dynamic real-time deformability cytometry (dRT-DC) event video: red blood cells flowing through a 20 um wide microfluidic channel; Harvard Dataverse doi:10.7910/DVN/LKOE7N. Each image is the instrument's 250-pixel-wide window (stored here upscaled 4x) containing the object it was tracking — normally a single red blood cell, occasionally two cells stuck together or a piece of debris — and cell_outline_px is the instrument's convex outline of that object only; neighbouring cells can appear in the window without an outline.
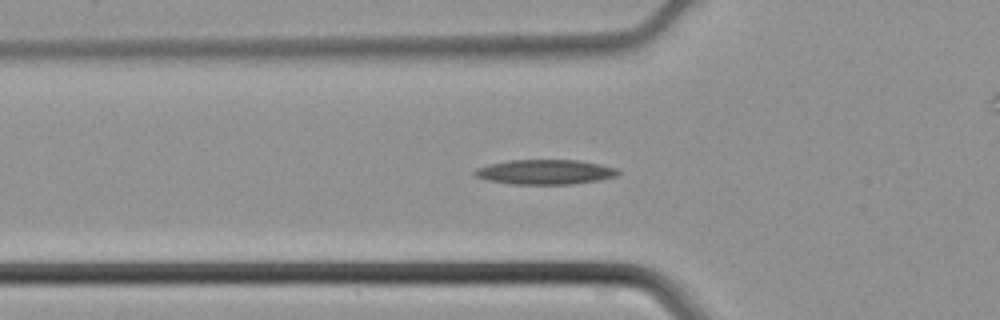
{"species": "common noctule bat (a hibernating species)", "species_latin": "Nyctalus noctula", "temperature_condition": "cold", "stored_images_in_passage": 35, "camera_frame_rate_fps": 3000, "um_per_image_px": 0.085, "animal": {"sex": "male", "body_mass_g": 21.5, "forearm_length_mm": 52.0}, "frame": {"image": 1, "passage_image": 4, "time_ms": 1.0, "image_size_px": [1000, 320], "cell_outline_px": [[620, 172], [616, 176], [600, 180], [572, 184], [512, 184], [488, 180], [476, 176], [472, 172], [476, 168], [488, 164], [508, 160], [576, 160], [600, 164], [616, 168]], "centroid_in_image_um": [46.32, 14.61], "position_along_channel_um": 79.5, "area_um2": 20.69}}
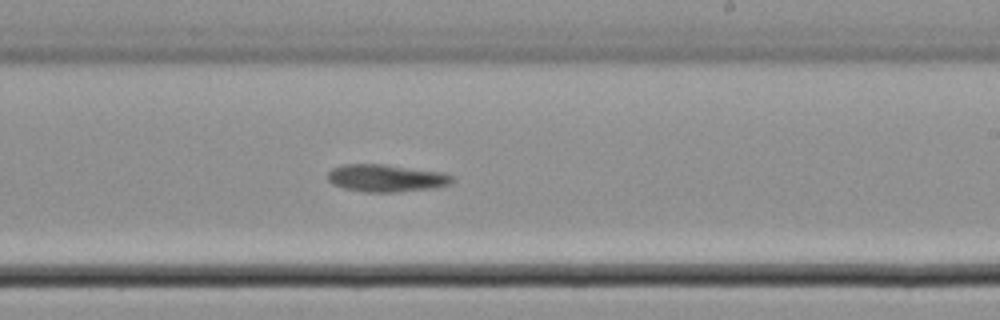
{"frame": {"image": 2, "passage_image": 16, "time_ms": 5.0, "image_size_px": [1000, 320], "cell_outline_px": [[452, 184], [432, 188], [396, 192], [364, 192], [344, 188], [332, 184], [328, 180], [328, 172], [332, 168], [344, 164], [384, 164], [444, 172], [452, 176]], "centroid_in_image_um": [32.82, 15.13], "position_along_channel_um": 256.2, "area_um2": 19.94}}
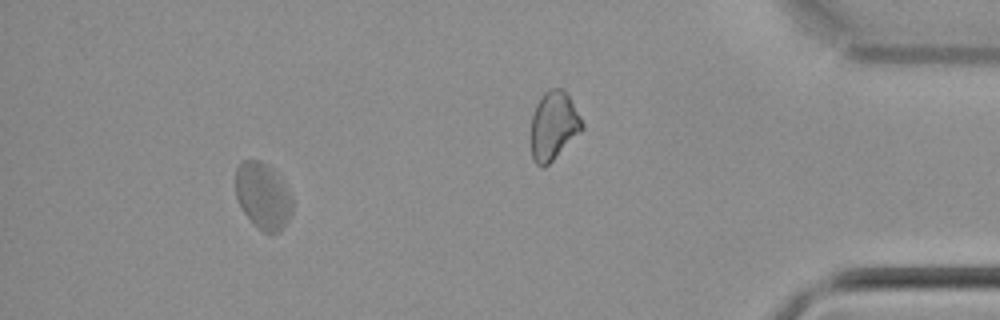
{"frame": {"image": 3, "passage_image": 31, "time_ms": 10.0, "image_size_px": [1000, 320], "cell_outline_px": [[292, 212], [288, 220], [276, 232], [264, 232], [256, 228], [252, 224], [244, 212], [236, 196], [236, 168], [240, 160], [260, 160], [268, 164], [284, 180], [292, 196]], "centroid_in_image_um": [22.35, 16.61], "position_along_channel_um": 412.8, "area_um2": 22.2}}